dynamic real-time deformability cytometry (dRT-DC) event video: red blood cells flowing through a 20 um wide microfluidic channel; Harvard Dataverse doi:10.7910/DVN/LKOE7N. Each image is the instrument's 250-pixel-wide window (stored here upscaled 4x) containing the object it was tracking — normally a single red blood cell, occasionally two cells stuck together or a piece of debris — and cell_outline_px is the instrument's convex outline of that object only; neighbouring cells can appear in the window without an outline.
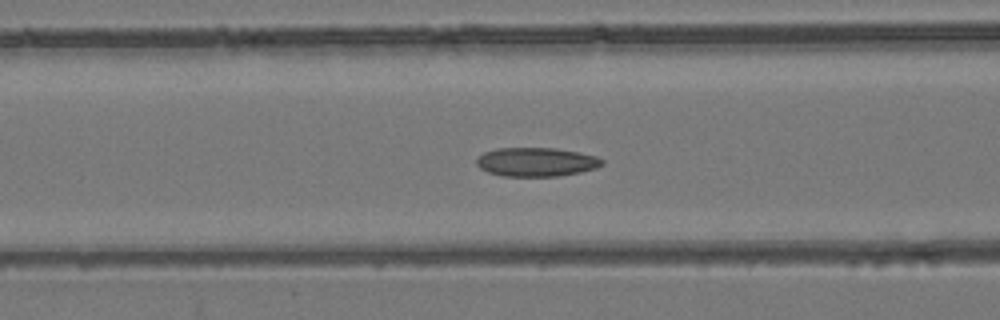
{"species": "common noctule bat (a hibernating species)", "species_latin": "Nyctalus noctula", "temperature_condition": "room temperature", "stored_images_in_passage": 22, "camera_frame_rate_fps": 3000, "um_per_image_px": 0.085, "animal": {"sex": "female", "body_mass_g": 24.6, "forearm_length_mm": 56.2}, "frame": {"image": 1, "passage_image": 16, "time_ms": 5.0, "image_size_px": [1000, 320], "cell_outline_px": [[604, 164], [596, 168], [580, 172], [560, 176], [504, 176], [488, 172], [480, 168], [476, 164], [476, 160], [484, 152], [496, 148], [556, 148], [580, 152], [596, 156], [604, 160]], "centroid_in_image_um": [45.61, 13.76], "position_along_channel_um": 121.0, "area_um2": 21.21}}
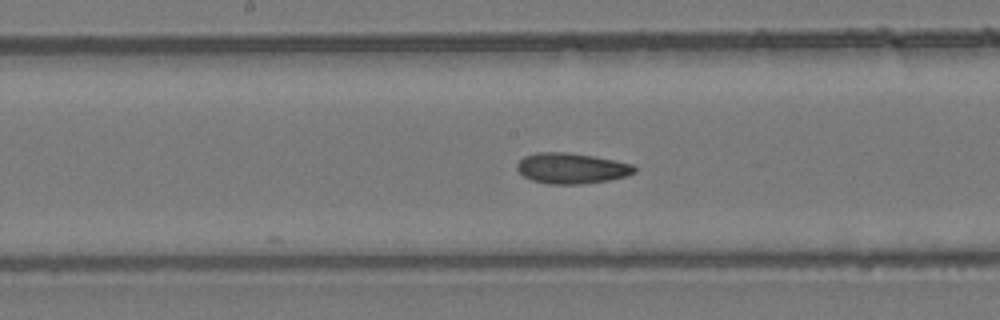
{"frame": {"image": 2, "passage_image": 22, "time_ms": 7.0, "image_size_px": [1000, 320], "cell_outline_px": [[636, 172], [628, 176], [608, 180], [580, 184], [548, 184], [532, 180], [524, 176], [516, 168], [516, 164], [524, 156], [536, 152], [568, 152], [592, 156], [632, 164], [636, 168]], "centroid_in_image_um": [48.57, 14.3], "position_along_channel_um": 199.6, "area_um2": 20.92}}